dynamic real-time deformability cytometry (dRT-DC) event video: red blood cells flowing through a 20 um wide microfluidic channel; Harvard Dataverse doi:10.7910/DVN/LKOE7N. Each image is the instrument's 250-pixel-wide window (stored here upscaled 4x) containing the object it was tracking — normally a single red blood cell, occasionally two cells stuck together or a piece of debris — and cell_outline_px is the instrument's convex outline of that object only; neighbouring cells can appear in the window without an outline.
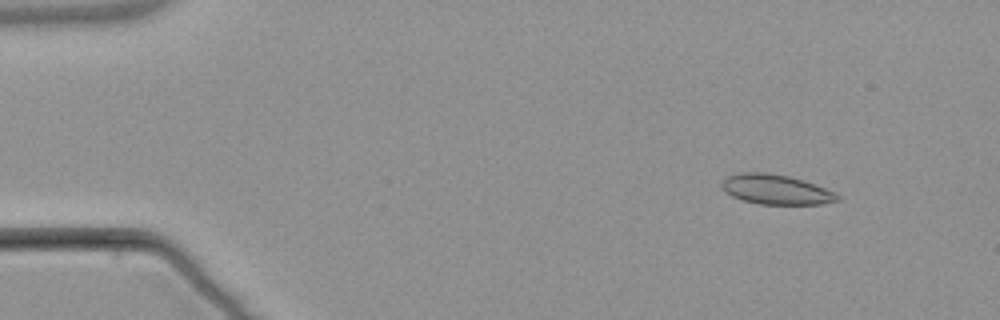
{"species": "common noctule bat (a hibernating species)", "species_latin": "Nyctalus noctula", "temperature_condition": "warm", "stored_images_in_passage": 5, "camera_frame_rate_fps": 3000, "um_per_image_px": 0.085, "animal": {"sex": "male", "body_mass_g": 21.5, "forearm_length_mm": 52.0}, "frame": {"image": 1, "passage_image": 2, "time_ms": 1.0, "image_size_px": [1000, 320], "cell_outline_px": [[840, 200], [820, 204], [760, 204], [744, 200], [732, 196], [720, 184], [724, 176], [740, 172], [768, 172], [788, 176], [804, 180], [824, 188], [840, 196]], "centroid_in_image_um": [65.92, 16.09], "position_along_channel_um": 19.1, "area_um2": 20.0}}
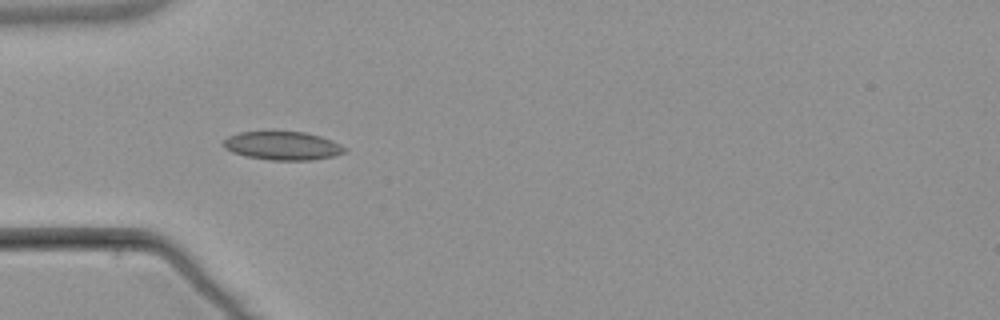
{"frame": {"image": 2, "passage_image": 5, "time_ms": 4.667, "image_size_px": [1000, 320], "cell_outline_px": [[348, 152], [332, 156], [312, 160], [272, 160], [248, 156], [232, 152], [224, 148], [220, 144], [228, 136], [240, 132], [272, 128], [304, 132], [320, 136], [332, 140], [348, 148]], "centroid_in_image_um": [24.0, 12.33], "position_along_channel_um": 61.0, "area_um2": 21.04}}